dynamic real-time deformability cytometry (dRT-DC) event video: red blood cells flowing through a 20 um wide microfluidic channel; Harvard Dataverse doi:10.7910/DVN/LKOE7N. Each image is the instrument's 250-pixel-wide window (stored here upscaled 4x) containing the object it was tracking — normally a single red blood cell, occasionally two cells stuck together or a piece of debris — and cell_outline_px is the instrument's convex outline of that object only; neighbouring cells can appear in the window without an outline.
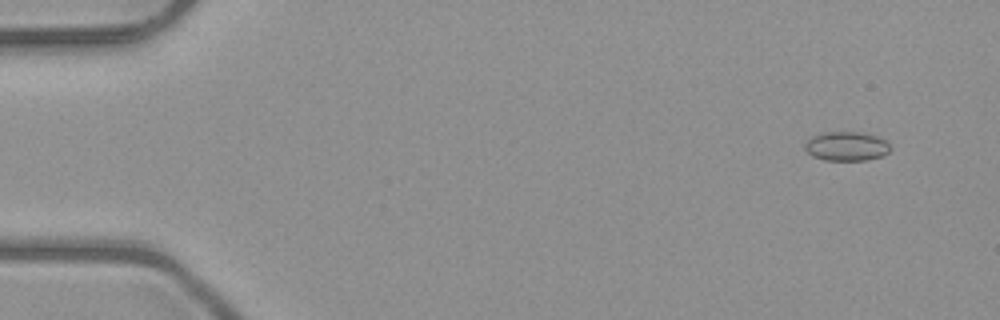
{"species": "common noctule bat (a hibernating species)", "species_latin": "Nyctalus noctula", "temperature_condition": "room temperature", "stored_images_in_passage": 52, "camera_frame_rate_fps": 3000, "um_per_image_px": 0.085, "animal": {"sex": "male", "body_mass_g": 23.1, "forearm_length_mm": 52.7}, "frame": {"image": 1, "passage_image": 4, "time_ms": 1.0, "image_size_px": [1000, 320], "cell_outline_px": [[892, 148], [888, 152], [880, 156], [864, 160], [824, 160], [812, 156], [804, 148], [804, 144], [812, 136], [824, 132], [860, 132], [876, 136], [884, 140]], "centroid_in_image_um": [71.92, 12.43], "position_along_channel_um": 13.1, "area_um2": 14.39}}
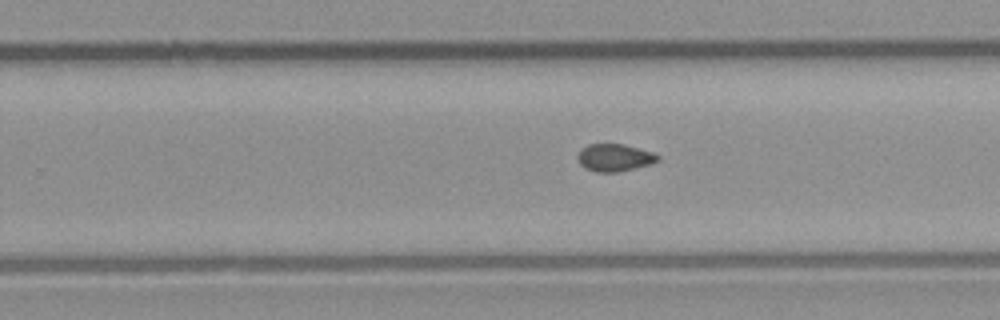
{"frame": {"image": 2, "passage_image": 33, "time_ms": 10.667, "image_size_px": [1000, 320], "cell_outline_px": [[660, 160], [652, 164], [620, 172], [596, 172], [584, 168], [580, 164], [576, 156], [580, 148], [588, 144], [624, 144], [652, 152], [660, 156]], "centroid_in_image_um": [52.22, 13.4], "position_along_channel_um": 277.6, "area_um2": 13.06}}
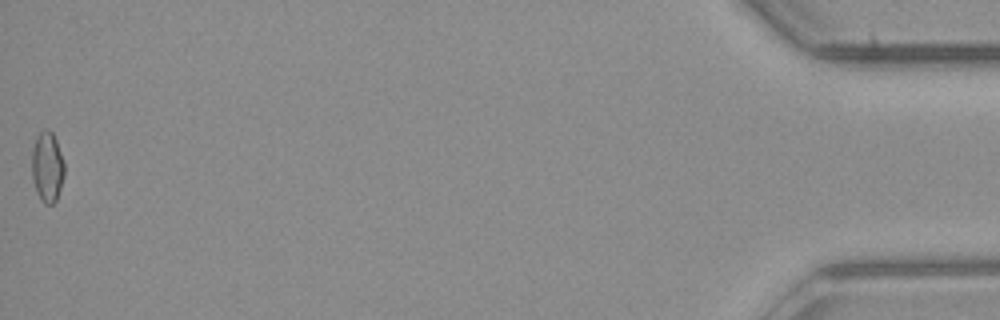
{"frame": {"image": 3, "passage_image": 52, "time_ms": 17.0, "image_size_px": [1000, 320], "cell_outline_px": [[64, 176], [56, 200], [52, 204], [44, 204], [40, 200], [36, 192], [32, 180], [32, 148], [36, 136], [44, 128], [48, 128], [52, 132], [56, 140], [64, 164]], "centroid_in_image_um": [3.99, 14.18], "position_along_channel_um": 431.2, "area_um2": 13.47}, "authors_computed_cell_mechanics": {"area_um2": 13.0339, "velocity_mm_per_s": 4.0414, "shape_relaxation_time_tau1_ms": null, "shape_relaxation_time_tau2_ms": 7.2988, "deformation_change_tau1": null, "deformation_change_tau2": 0.1104}}